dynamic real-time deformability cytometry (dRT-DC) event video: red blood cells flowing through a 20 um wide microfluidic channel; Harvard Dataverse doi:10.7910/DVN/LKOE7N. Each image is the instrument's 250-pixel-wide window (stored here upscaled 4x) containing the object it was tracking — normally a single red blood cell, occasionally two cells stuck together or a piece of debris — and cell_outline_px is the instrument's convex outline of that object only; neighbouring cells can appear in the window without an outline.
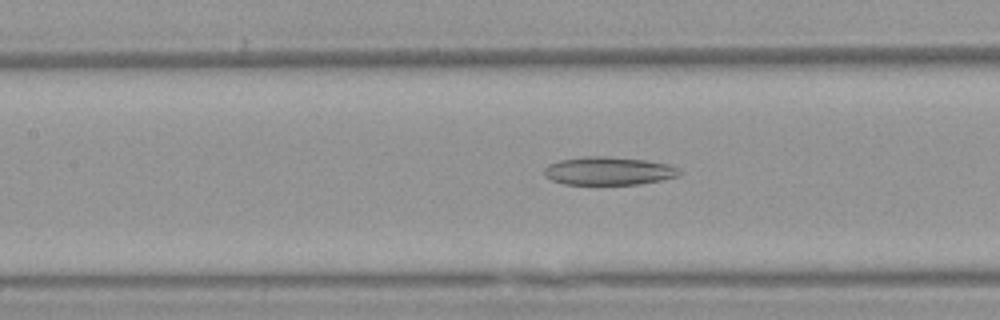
{"species": "Egyptian fruit bat (a non-hibernating species)", "species_latin": "Rousettus aegyptiacus", "temperature_condition": "warm", "stored_images_in_passage": 52, "camera_frame_rate_fps": 3000, "um_per_image_px": 0.085, "animal": {"sex": "female"}, "frame": {"image": 1, "passage_image": 23, "time_ms": 7.333, "image_size_px": [1000, 320], "cell_outline_px": [[680, 176], [640, 184], [564, 184], [552, 180], [544, 176], [544, 168], [548, 164], [560, 160], [584, 156], [608, 156], [644, 160], [668, 164], [676, 168], [680, 172]], "centroid_in_image_um": [51.69, 14.52], "position_along_channel_um": 155.7, "area_um2": 22.14}}
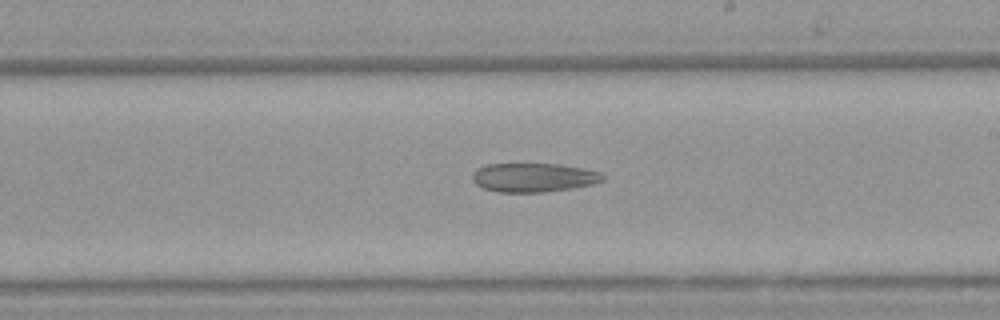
{"frame": {"image": 2, "passage_image": 30, "time_ms": 9.667, "image_size_px": [1000, 320], "cell_outline_px": [[604, 180], [592, 184], [572, 188], [544, 192], [496, 192], [484, 188], [476, 184], [472, 180], [472, 176], [476, 168], [488, 164], [560, 164], [600, 172], [604, 176]], "centroid_in_image_um": [45.33, 15.09], "position_along_channel_um": 243.7, "area_um2": 21.91}}
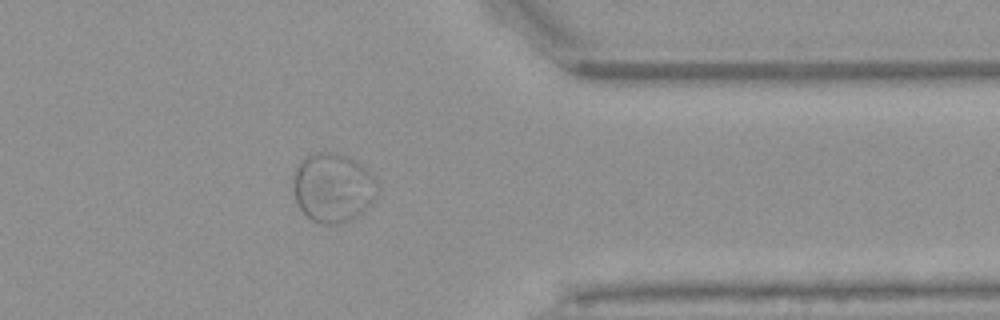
{"frame": {"image": 3, "passage_image": 42, "time_ms": 13.667, "image_size_px": [1000, 320], "cell_outline_px": [[380, 184], [376, 196], [372, 204], [356, 216], [348, 220], [336, 224], [320, 224], [312, 220], [300, 208], [296, 200], [292, 184], [292, 176], [296, 164], [300, 160], [312, 152], [332, 152], [348, 156], [360, 164]], "centroid_in_image_um": [28.27, 15.93], "position_along_channel_um": 383.1, "area_um2": 34.22}}